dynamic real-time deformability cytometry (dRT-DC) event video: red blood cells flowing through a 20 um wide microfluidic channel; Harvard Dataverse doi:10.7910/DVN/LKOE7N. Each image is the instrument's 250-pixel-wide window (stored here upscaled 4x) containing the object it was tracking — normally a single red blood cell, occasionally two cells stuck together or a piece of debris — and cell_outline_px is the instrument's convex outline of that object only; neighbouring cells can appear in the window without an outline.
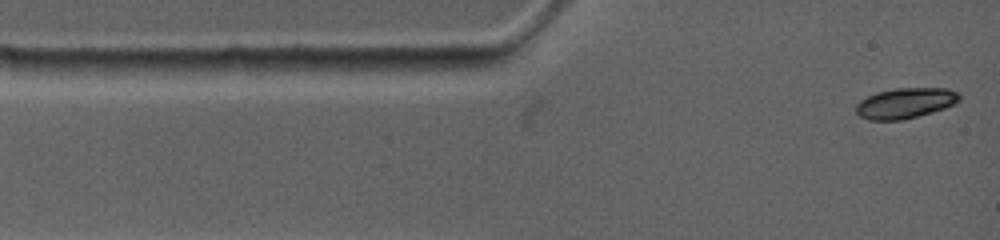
{"species": "common noctule bat (a hibernating species)", "species_latin": "Nyctalus noctula", "temperature_condition": "warm", "stored_images_in_passage": 7, "camera_frame_rate_fps": 4500, "um_per_image_px": 0.085, "animal": {"sex": "female", "body_mass_g": 19.0, "forearm_length_mm": 53.3}, "frame": {"image": 1, "passage_image": 1, "time_ms": 0.0, "image_size_px": [1000, 240], "cell_outline_px": [[960, 100], [944, 108], [932, 112], [900, 120], [868, 120], [860, 116], [856, 112], [856, 104], [860, 100], [876, 92], [896, 88], [948, 88], [960, 92]], "centroid_in_image_um": [76.95, 8.75], "position_along_channel_um": 8.1, "area_um2": 18.32}}
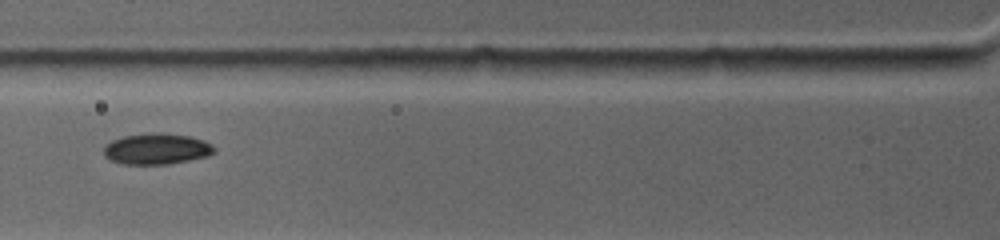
{"frame": {"image": 2, "passage_image": 5, "time_ms": 3.778, "image_size_px": [1000, 240], "cell_outline_px": [[216, 152], [208, 156], [168, 164], [120, 164], [108, 160], [104, 156], [104, 148], [112, 140], [124, 136], [160, 132], [188, 136], [204, 140], [212, 144], [216, 148]], "centroid_in_image_um": [13.33, 12.66], "position_along_channel_um": 112.5, "area_um2": 20.0}}
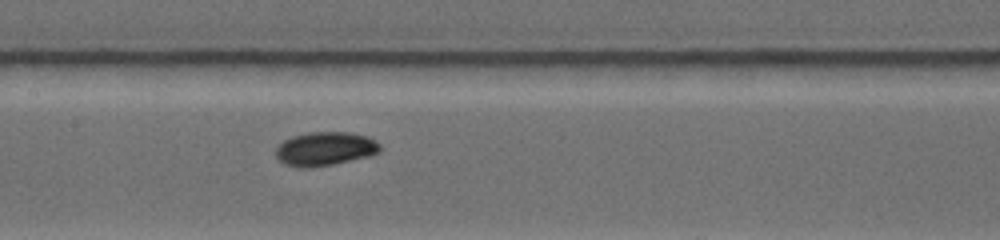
{"frame": {"image": 3, "passage_image": 7, "time_ms": 5.556, "image_size_px": [1000, 240], "cell_outline_px": [[384, 148], [380, 152], [368, 156], [332, 164], [308, 168], [300, 168], [284, 164], [276, 156], [276, 148], [284, 140], [292, 136], [308, 132], [348, 132], [368, 136], [376, 140]], "centroid_in_image_um": [27.66, 12.64], "position_along_channel_um": 179.7, "area_um2": 20.63}}